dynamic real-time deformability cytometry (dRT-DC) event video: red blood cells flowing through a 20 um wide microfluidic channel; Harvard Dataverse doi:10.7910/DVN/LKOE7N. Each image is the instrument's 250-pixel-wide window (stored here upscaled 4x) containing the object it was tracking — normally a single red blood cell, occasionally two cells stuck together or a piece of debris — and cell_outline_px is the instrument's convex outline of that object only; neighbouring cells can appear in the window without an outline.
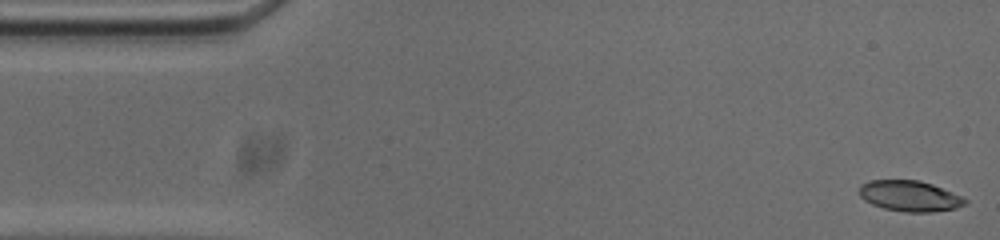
{"species": "common noctule bat (a hibernating species)", "species_latin": "Nyctalus noctula", "temperature_condition": "cold", "stored_images_in_passage": 53, "camera_frame_rate_fps": 3000, "um_per_image_px": 0.085, "animal": {"sex": "male", "body_mass_g": 20.0, "forearm_length_mm": 53.3}, "frame": {"image": 1, "passage_image": 1, "time_ms": 0.0, "image_size_px": [1000, 240], "cell_outline_px": [[968, 204], [956, 208], [932, 212], [904, 212], [884, 208], [872, 204], [864, 200], [860, 196], [860, 184], [868, 180], [920, 180], [932, 184], [960, 196], [968, 200]], "centroid_in_image_um": [77.32, 16.66], "position_along_channel_um": 7.7, "area_um2": 18.96}}
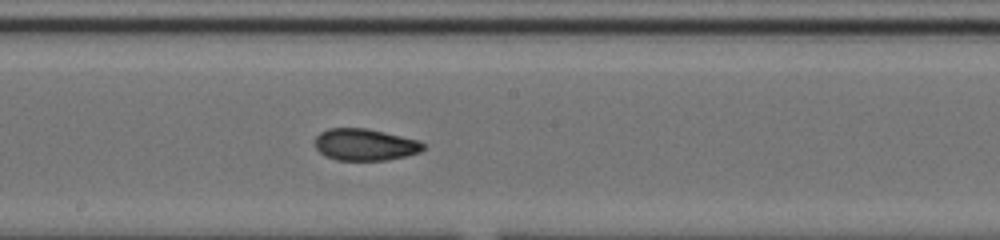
{"frame": {"image": 2, "passage_image": 27, "time_ms": 8.667, "image_size_px": [1000, 240], "cell_outline_px": [[424, 148], [420, 152], [388, 160], [336, 160], [324, 156], [316, 148], [316, 136], [320, 132], [328, 128], [364, 128], [384, 132], [420, 140], [424, 144]], "centroid_in_image_um": [31.02, 12.29], "position_along_channel_um": 217.2, "area_um2": 20.06}}
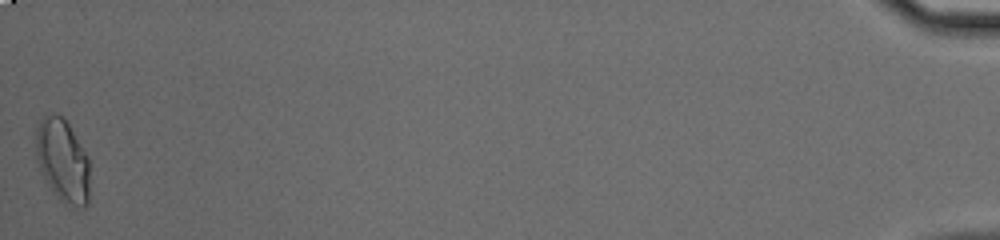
{"frame": {"image": 3, "passage_image": 53, "time_ms": 17.333, "image_size_px": [1000, 240], "cell_outline_px": [[88, 204], [84, 208], [64, 204], [56, 196], [44, 176], [36, 160], [36, 128], [44, 112], [56, 112], [68, 124], [88, 156]], "centroid_in_image_um": [5.31, 13.61], "position_along_channel_um": 429.9, "area_um2": 26.01}, "authors_computed_cell_mechanics": {"area_um2": 20.1144, "velocity_mm_per_s": 3.719, "shape_relaxation_time_tau1_ms": null, "shape_relaxation_time_tau2_ms": 2.3343, "deformation_change_tau1": null, "deformation_change_tau2": 0.0652}}